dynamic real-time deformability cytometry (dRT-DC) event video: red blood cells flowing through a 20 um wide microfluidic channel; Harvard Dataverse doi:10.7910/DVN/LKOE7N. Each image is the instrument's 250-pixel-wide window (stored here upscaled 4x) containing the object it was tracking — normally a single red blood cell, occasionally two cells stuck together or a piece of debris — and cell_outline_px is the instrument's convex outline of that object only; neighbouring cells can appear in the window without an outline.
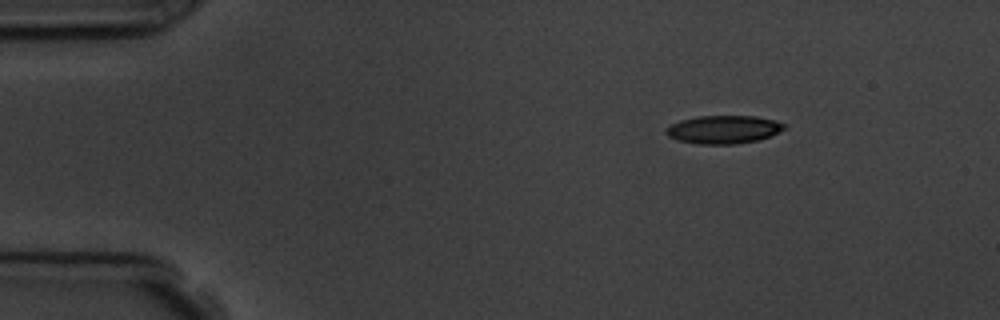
{"species": "common noctule bat (a hibernating species)", "species_latin": "Nyctalus noctula", "temperature_condition": "room temperature", "stored_images_in_passage": 3, "camera_frame_rate_fps": 3000, "um_per_image_px": 0.085, "animal": {"sex": "male", "body_mass_g": 19.5, "forearm_length_mm": 54.6}, "frame": {"image": 1, "passage_image": 1, "time_ms": 0.0, "image_size_px": [1000, 320], "cell_outline_px": [[788, 124], [784, 128], [772, 136], [756, 140], [736, 144], [696, 144], [680, 140], [668, 136], [664, 128], [680, 120], [696, 116], [756, 116], [776, 120]], "centroid_in_image_um": [61.52, 11.0], "position_along_channel_um": 23.5, "area_um2": 19.48}}